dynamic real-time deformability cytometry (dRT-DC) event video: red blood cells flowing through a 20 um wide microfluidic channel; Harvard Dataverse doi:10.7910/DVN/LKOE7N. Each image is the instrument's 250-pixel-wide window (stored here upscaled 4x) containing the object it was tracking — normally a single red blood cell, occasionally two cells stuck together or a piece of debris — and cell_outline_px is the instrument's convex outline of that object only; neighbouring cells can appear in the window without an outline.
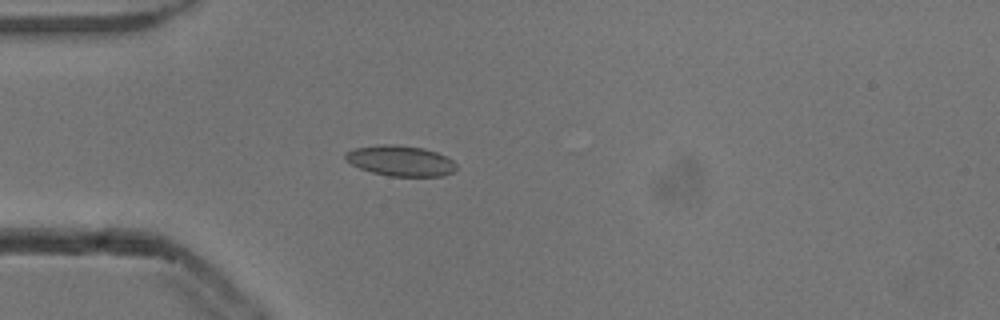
{"species": "common noctule bat (a hibernating species)", "species_latin": "Nyctalus noctula", "temperature_condition": "cold", "stored_images_in_passage": 22, "camera_frame_rate_fps": 3000, "um_per_image_px": 0.085, "animal": {"sex": "male", "body_mass_g": 13.3}, "frame": {"image": 1, "passage_image": 8, "time_ms": 2.333, "image_size_px": [1000, 320], "cell_outline_px": [[456, 168], [452, 172], [440, 176], [388, 176], [372, 172], [360, 168], [344, 160], [344, 152], [352, 148], [376, 144], [396, 144], [424, 148], [436, 152], [452, 160], [456, 164]], "centroid_in_image_um": [33.97, 13.65], "position_along_channel_um": 51.0, "area_um2": 19.88}}
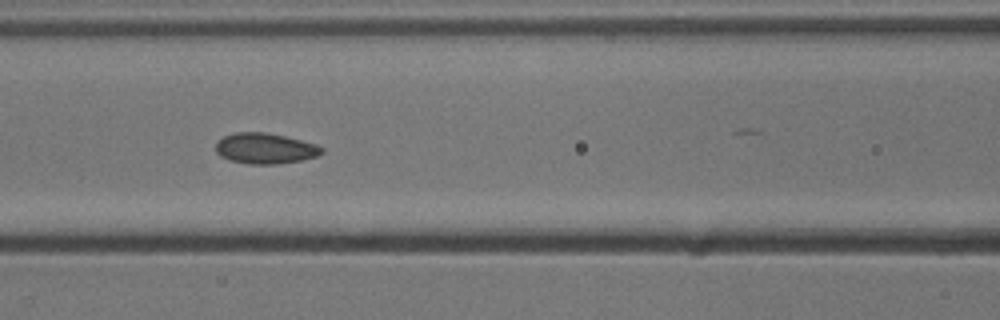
{"frame": {"image": 2, "passage_image": 16, "time_ms": 5.0, "image_size_px": [1000, 320], "cell_outline_px": [[324, 152], [316, 156], [300, 160], [276, 164], [248, 164], [228, 160], [220, 156], [216, 152], [216, 140], [224, 136], [236, 132], [264, 132], [284, 136], [316, 144], [324, 148]], "centroid_in_image_um": [22.5, 12.62], "position_along_channel_um": 144.1, "area_um2": 18.96}}
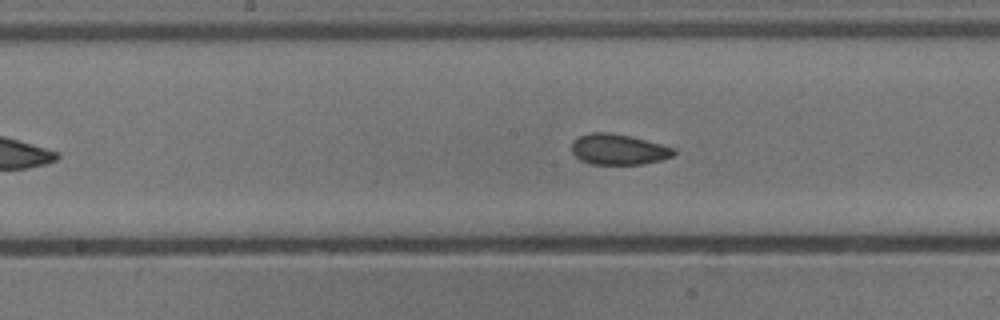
{"frame": {"image": 3, "passage_image": 20, "time_ms": 6.333, "image_size_px": [1000, 320], "cell_outline_px": [[676, 152], [672, 156], [660, 160], [640, 164], [592, 164], [580, 160], [572, 152], [572, 144], [580, 136], [592, 132], [612, 132], [676, 148]], "centroid_in_image_um": [52.57, 12.7], "position_along_channel_um": 195.6, "area_um2": 17.98}}